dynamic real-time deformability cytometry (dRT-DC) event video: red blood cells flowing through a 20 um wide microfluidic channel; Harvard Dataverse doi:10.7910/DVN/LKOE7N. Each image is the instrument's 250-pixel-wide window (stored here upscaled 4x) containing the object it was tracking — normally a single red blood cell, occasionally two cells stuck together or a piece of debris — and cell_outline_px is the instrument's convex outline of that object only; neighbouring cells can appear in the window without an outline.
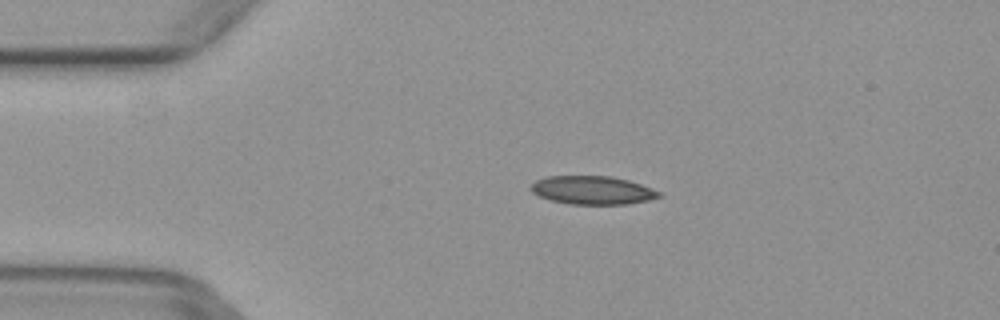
{"species": "common noctule bat (a hibernating species)", "species_latin": "Nyctalus noctula", "temperature_condition": "warm", "stored_images_in_passage": 40, "camera_frame_rate_fps": 3000, "um_per_image_px": 0.085, "animal": {"sex": "female", "body_mass_g": 29.2, "forearm_length_mm": 56.3}, "frame": {"image": 1, "passage_image": 1, "time_ms": 0.0, "image_size_px": [1000, 320], "cell_outline_px": [[660, 196], [648, 200], [628, 204], [572, 204], [552, 200], [540, 196], [532, 192], [528, 188], [536, 180], [548, 176], [612, 176], [628, 180], [652, 188], [660, 192]], "centroid_in_image_um": [50.35, 16.16], "position_along_channel_um": 34.7, "area_um2": 21.04}}
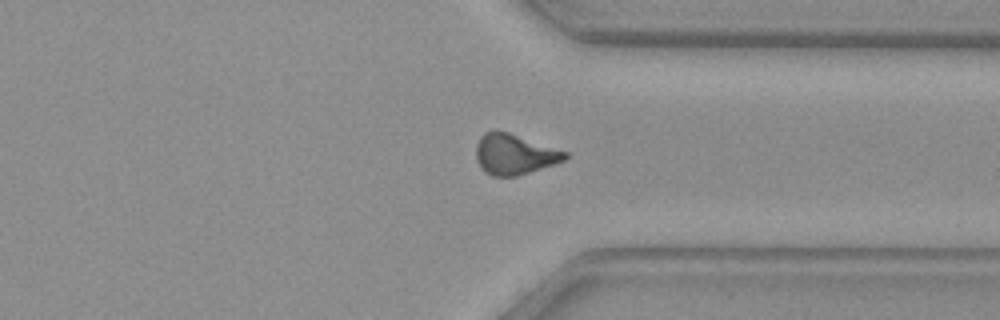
{"frame": {"image": 2, "passage_image": 28, "time_ms": 9.0, "image_size_px": [1000, 320], "cell_outline_px": [[568, 156], [564, 160], [516, 176], [492, 176], [484, 172], [480, 168], [476, 160], [476, 144], [480, 136], [484, 132], [496, 128], [568, 152]], "centroid_in_image_um": [43.65, 13.09], "position_along_channel_um": 367.7, "area_um2": 21.04}}
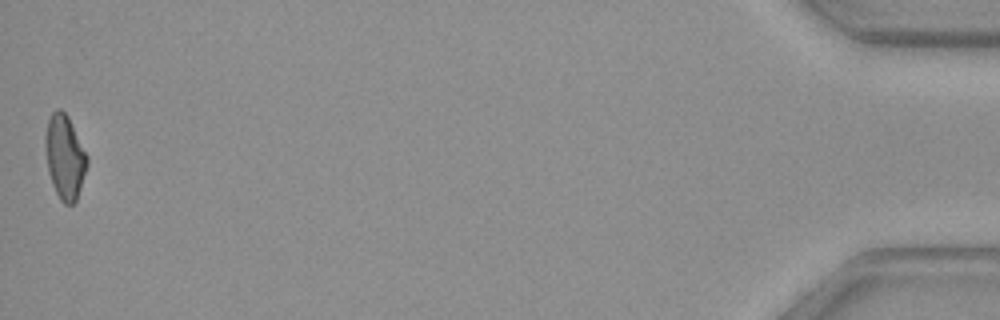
{"frame": {"image": 3, "passage_image": 40, "time_ms": 13.0, "image_size_px": [1000, 320], "cell_outline_px": [[88, 164], [76, 200], [72, 204], [64, 204], [60, 200], [52, 184], [48, 172], [44, 144], [44, 136], [48, 120], [52, 112], [56, 108], [60, 108], [68, 116], [88, 156]], "centroid_in_image_um": [5.49, 13.32], "position_along_channel_um": 429.7, "area_um2": 20.58}}